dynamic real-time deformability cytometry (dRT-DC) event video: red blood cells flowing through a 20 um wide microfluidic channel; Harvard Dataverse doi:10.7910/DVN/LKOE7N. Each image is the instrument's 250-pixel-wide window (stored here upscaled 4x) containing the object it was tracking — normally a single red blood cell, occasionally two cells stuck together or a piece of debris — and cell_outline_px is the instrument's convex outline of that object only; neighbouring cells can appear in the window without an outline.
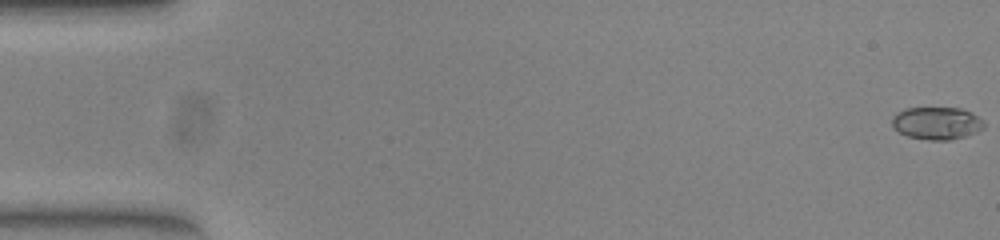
{"species": "common noctule bat (a hibernating species)", "species_latin": "Nyctalus noctula", "temperature_condition": "warm", "stored_images_in_passage": 49, "camera_frame_rate_fps": 3000, "um_per_image_px": 0.085, "animal": {"sex": "female", "body_mass_g": 23.0, "forearm_length_mm": 53.4}, "frame": {"image": 1, "passage_image": 1, "time_ms": 0.0, "image_size_px": [1000, 240], "cell_outline_px": [[984, 128], [968, 136], [952, 140], [928, 140], [908, 136], [900, 132], [892, 124], [892, 116], [896, 112], [904, 108], [960, 108], [972, 112], [984, 120]], "centroid_in_image_um": [79.66, 10.47], "position_along_channel_um": 5.3, "area_um2": 17.63}}
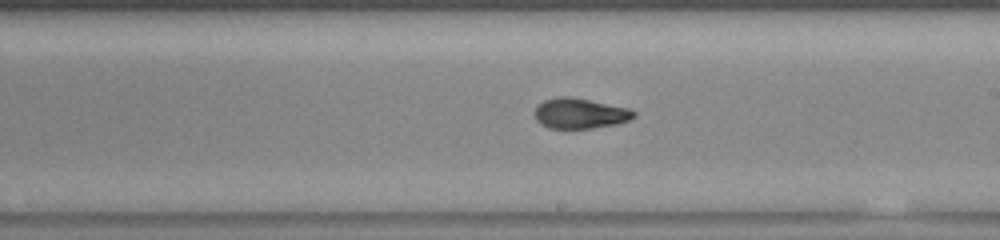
{"frame": {"image": 2, "passage_image": 31, "time_ms": 10.0, "image_size_px": [1000, 240], "cell_outline_px": [[636, 116], [628, 120], [616, 124], [592, 128], [548, 128], [540, 124], [536, 120], [536, 108], [544, 100], [556, 96], [572, 96], [632, 108], [636, 112]], "centroid_in_image_um": [49.34, 9.62], "position_along_channel_um": 239.7, "area_um2": 17.74}}
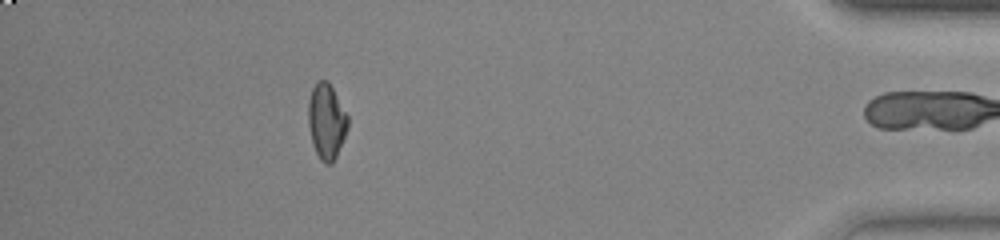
{"frame": {"image": 3, "passage_image": 48, "time_ms": 15.667, "image_size_px": [1000, 240], "cell_outline_px": [[348, 128], [336, 156], [332, 164], [324, 164], [320, 160], [312, 144], [308, 124], [308, 100], [312, 88], [316, 80], [328, 80], [348, 116]], "centroid_in_image_um": [27.73, 10.3], "position_along_channel_um": 407.5, "area_um2": 17.51}, "authors_computed_cell_mechanics": {"area_um2": 17.5712, "velocity_mm_per_s": 3.9181, "shape_relaxation_time_tau1_ms": 5.7459, "shape_relaxation_time_tau2_ms": 1.6282, "deformation_change_tau1": 0.2142, "deformation_change_tau2": 0.0619}}